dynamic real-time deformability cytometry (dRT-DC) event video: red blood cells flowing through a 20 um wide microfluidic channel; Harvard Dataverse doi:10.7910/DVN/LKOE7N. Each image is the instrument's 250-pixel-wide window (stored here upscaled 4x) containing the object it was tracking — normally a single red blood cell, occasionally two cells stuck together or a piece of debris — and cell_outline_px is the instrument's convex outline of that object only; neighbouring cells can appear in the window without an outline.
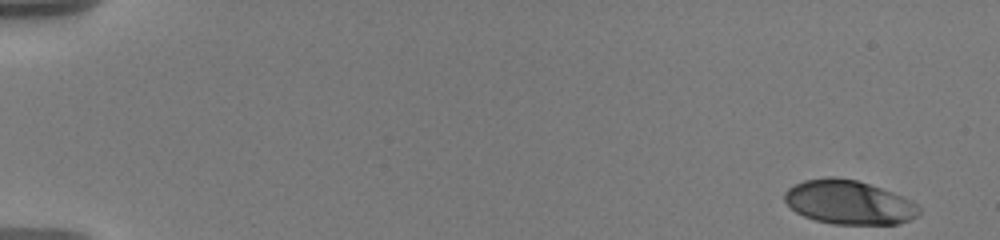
{"species": "human", "species_latin": "Homo sapiens", "temperature_condition": "warm", "stored_images_in_passage": 55, "camera_frame_rate_fps": 3000, "um_per_image_px": 0.085, "donor": {"sex": "male"}, "frame": {"image": 1, "passage_image": 1, "time_ms": 0.0, "image_size_px": [1000, 240], "cell_outline_px": [[920, 212], [916, 216], [900, 224], [832, 224], [816, 220], [804, 216], [796, 212], [784, 200], [784, 192], [788, 188], [804, 180], [828, 176], [832, 176], [856, 180], [892, 192], [916, 204], [920, 208]], "centroid_in_image_um": [72.12, 17.2], "position_along_channel_um": 12.9, "area_um2": 34.22}}
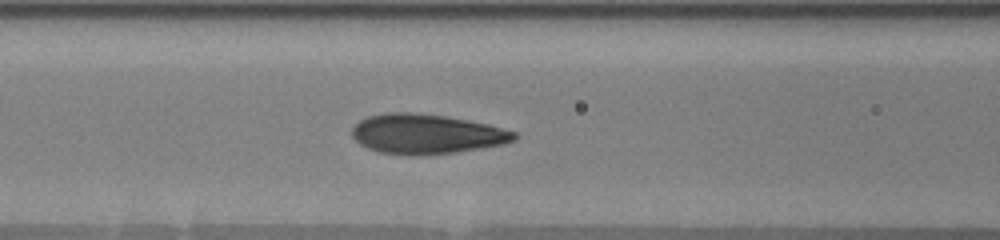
{"frame": {"image": 2, "passage_image": 24, "time_ms": 7.667, "image_size_px": [1000, 240], "cell_outline_px": [[516, 140], [504, 144], [456, 152], [408, 156], [380, 152], [368, 148], [360, 144], [352, 136], [352, 128], [360, 120], [368, 116], [384, 112], [412, 112], [448, 116], [488, 124], [516, 132]], "centroid_in_image_um": [36.23, 11.38], "position_along_channel_um": 130.4, "area_um2": 37.69}}
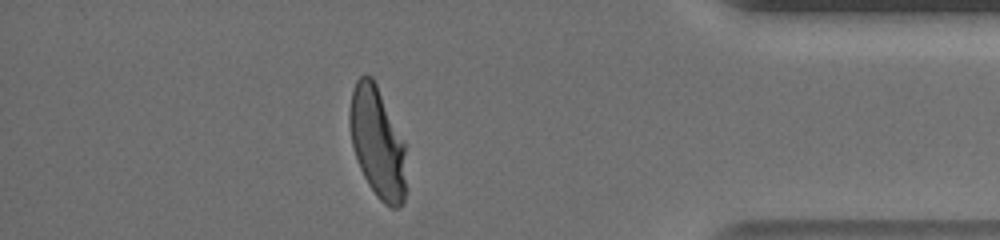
{"frame": {"image": 3, "passage_image": 49, "time_ms": 16.0, "image_size_px": [1000, 240], "cell_outline_px": [[404, 200], [400, 208], [392, 208], [384, 204], [376, 196], [368, 184], [356, 160], [352, 144], [348, 124], [348, 112], [352, 88], [356, 80], [364, 72], [372, 76], [404, 140]], "centroid_in_image_um": [32.03, 12.07], "position_along_channel_um": 403.2, "area_um2": 36.59}, "authors_computed_cell_mechanics": {"area_um2": 36.7608, "velocity_mm_per_s": 3.6038, "shape_relaxation_time_tau1_ms": 4.45, "shape_relaxation_time_tau2_ms": null, "deformation_change_tau1": 0.2057, "deformation_change_tau2": null}}